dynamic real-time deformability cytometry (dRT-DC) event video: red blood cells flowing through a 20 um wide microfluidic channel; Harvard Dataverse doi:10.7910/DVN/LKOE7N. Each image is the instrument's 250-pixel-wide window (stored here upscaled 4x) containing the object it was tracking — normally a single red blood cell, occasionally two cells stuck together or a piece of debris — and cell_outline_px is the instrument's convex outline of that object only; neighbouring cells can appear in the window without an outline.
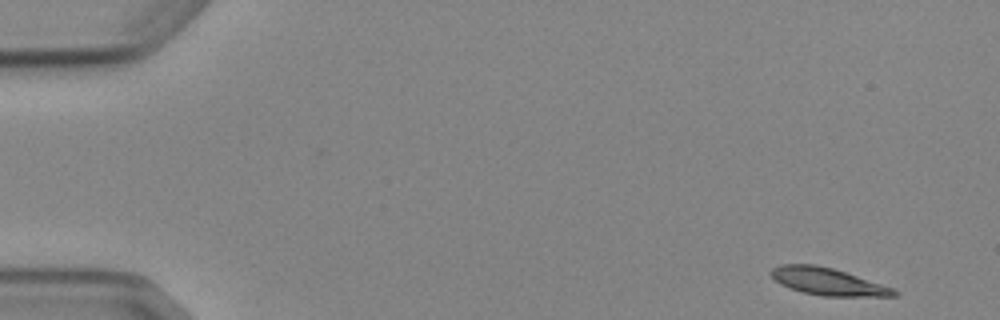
{"species": "Egyptian fruit bat (a non-hibernating species)", "species_latin": "Rousettus aegyptiacus", "temperature_condition": "cold", "stored_images_in_passage": 6, "camera_frame_rate_fps": 3000, "um_per_image_px": 0.085, "animal": {"sex": "female"}, "frame": {"image": 1, "passage_image": 1, "time_ms": 0.0, "image_size_px": [1000, 320], "cell_outline_px": [[900, 292], [896, 296], [824, 296], [804, 292], [780, 284], [768, 272], [772, 268], [780, 264], [816, 264], [832, 268], [892, 288]], "centroid_in_image_um": [70.32, 23.92], "position_along_channel_um": 14.7, "area_um2": 19.13}}
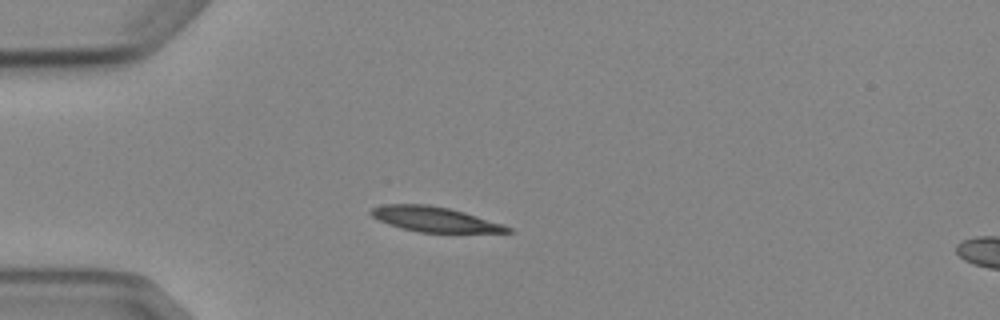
{"frame": {"image": 2, "passage_image": 4, "time_ms": 3.667, "image_size_px": [1000, 320], "cell_outline_px": [[516, 232], [420, 232], [388, 224], [372, 216], [368, 212], [372, 208], [384, 204], [428, 204], [448, 208], [464, 212], [504, 224], [512, 228]], "centroid_in_image_um": [36.96, 18.63], "position_along_channel_um": 48.0, "area_um2": 19.71}}
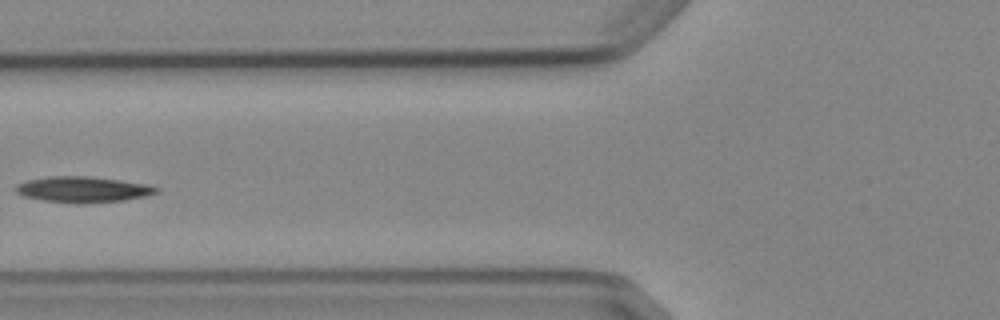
{"frame": {"image": 3, "passage_image": 6, "time_ms": 6.0, "image_size_px": [1000, 320], "cell_outline_px": [[160, 192], [144, 196], [124, 200], [76, 204], [40, 200], [24, 196], [16, 192], [16, 184], [28, 180], [52, 176], [88, 176], [120, 180], [148, 184], [160, 188]], "centroid_in_image_um": [7.06, 16.11], "position_along_channel_um": 118.7, "area_um2": 21.21}}